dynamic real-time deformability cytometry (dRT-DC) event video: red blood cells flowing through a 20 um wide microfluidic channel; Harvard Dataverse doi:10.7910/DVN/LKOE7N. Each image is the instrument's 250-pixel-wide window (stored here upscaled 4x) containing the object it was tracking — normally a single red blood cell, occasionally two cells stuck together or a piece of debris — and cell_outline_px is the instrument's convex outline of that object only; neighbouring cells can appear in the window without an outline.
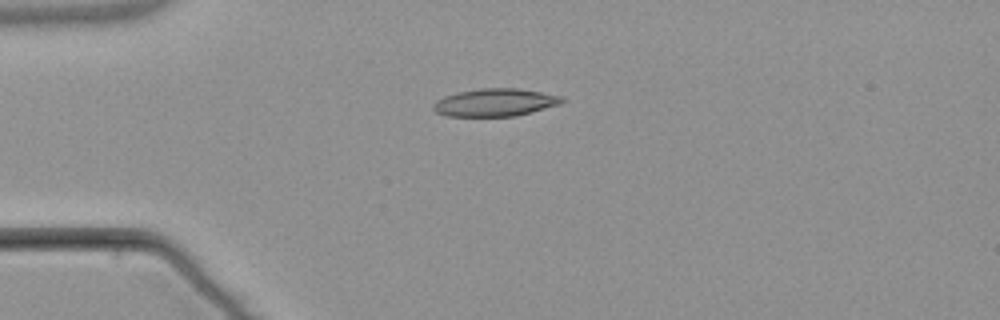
{"species": "common noctule bat (a hibernating species)", "species_latin": "Nyctalus noctula", "temperature_condition": "warm", "stored_images_in_passage": 4, "camera_frame_rate_fps": 3000, "um_per_image_px": 0.085, "animal": {"sex": "male", "body_mass_g": 21.5, "forearm_length_mm": 52.0}, "frame": {"image": 1, "passage_image": 4, "time_ms": 3.667, "image_size_px": [1000, 320], "cell_outline_px": [[564, 100], [560, 104], [532, 112], [516, 116], [448, 116], [436, 112], [432, 108], [432, 104], [436, 100], [444, 96], [456, 92], [480, 88], [520, 88], [560, 96]], "centroid_in_image_um": [42.04, 8.7], "position_along_channel_um": 43.0, "area_um2": 20.81}}